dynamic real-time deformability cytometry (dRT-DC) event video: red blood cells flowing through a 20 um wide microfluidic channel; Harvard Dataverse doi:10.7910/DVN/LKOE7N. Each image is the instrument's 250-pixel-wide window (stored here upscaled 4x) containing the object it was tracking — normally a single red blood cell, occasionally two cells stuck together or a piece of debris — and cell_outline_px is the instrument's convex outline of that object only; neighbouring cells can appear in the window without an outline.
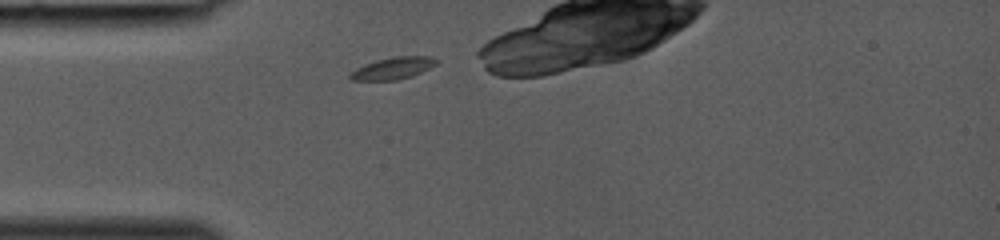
{"species": "common noctule bat (a hibernating species)", "species_latin": "Nyctalus noctula", "temperature_condition": "room temperature", "stored_images_in_passage": 23, "camera_frame_rate_fps": 3000, "um_per_image_px": 0.085, "animal": {"sex": "female", "body_mass_g": 19.0, "forearm_length_mm": 53.3}, "frame": {"image": 1, "passage_image": 1, "time_ms": 0.0, "image_size_px": [1000, 240], "cell_outline_px": [[440, 60], [436, 64], [412, 76], [396, 80], [352, 80], [348, 76], [356, 68], [364, 64], [376, 60], [396, 56], [432, 56]], "centroid_in_image_um": [33.42, 5.79], "position_along_channel_um": 51.6, "area_um2": 10.98}}
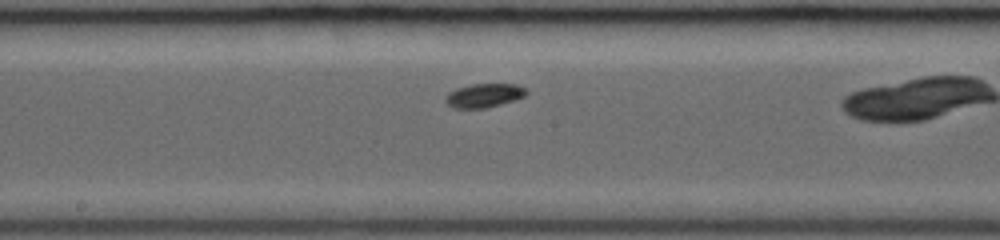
{"frame": {"image": 2, "passage_image": 11, "time_ms": 3.333, "image_size_px": [1000, 240], "cell_outline_px": [[528, 92], [524, 96], [500, 104], [484, 108], [452, 108], [444, 100], [448, 92], [456, 88], [472, 84], [516, 84], [524, 88]], "centroid_in_image_um": [41.1, 8.11], "position_along_channel_um": 207.1, "area_um2": 11.1}}
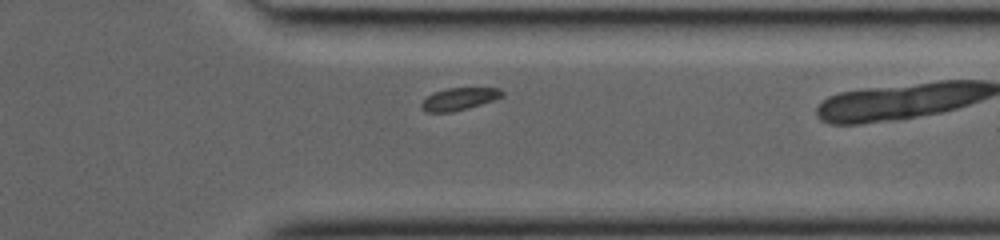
{"frame": {"image": 3, "passage_image": 21, "time_ms": 6.667, "image_size_px": [1000, 240], "cell_outline_px": [[504, 96], [496, 100], [468, 108], [452, 112], [424, 112], [420, 108], [420, 104], [428, 96], [436, 92], [448, 88], [500, 88], [504, 92]], "centroid_in_image_um": [39.06, 8.42], "position_along_channel_um": 372.3, "area_um2": 10.58}}